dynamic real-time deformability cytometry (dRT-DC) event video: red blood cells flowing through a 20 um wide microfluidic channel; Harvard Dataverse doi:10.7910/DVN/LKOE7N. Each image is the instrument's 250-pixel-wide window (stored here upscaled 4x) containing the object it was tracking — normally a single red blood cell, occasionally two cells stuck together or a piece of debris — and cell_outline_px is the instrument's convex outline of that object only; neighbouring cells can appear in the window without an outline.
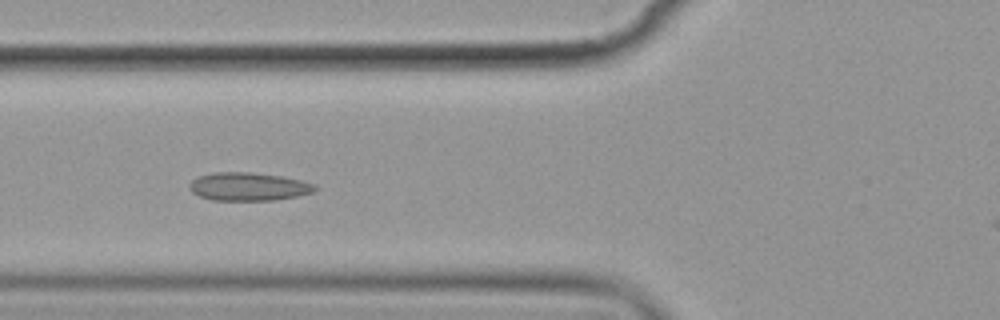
{"species": "common noctule bat (a hibernating species)", "species_latin": "Nyctalus noctula", "temperature_condition": "cold", "stored_images_in_passage": 7, "camera_frame_rate_fps": 3000, "um_per_image_px": 0.085, "animal": {"sex": "female", "body_mass_g": 19.9}, "frame": {"image": 1, "passage_image": 6, "time_ms": 6.0, "image_size_px": [1000, 320], "cell_outline_px": [[316, 188], [312, 192], [296, 196], [276, 200], [212, 200], [200, 196], [192, 192], [188, 188], [188, 184], [196, 176], [216, 172], [252, 172], [280, 176], [300, 180], [316, 184]], "centroid_in_image_um": [21.07, 15.85], "position_along_channel_um": 104.7, "area_um2": 20.63}}
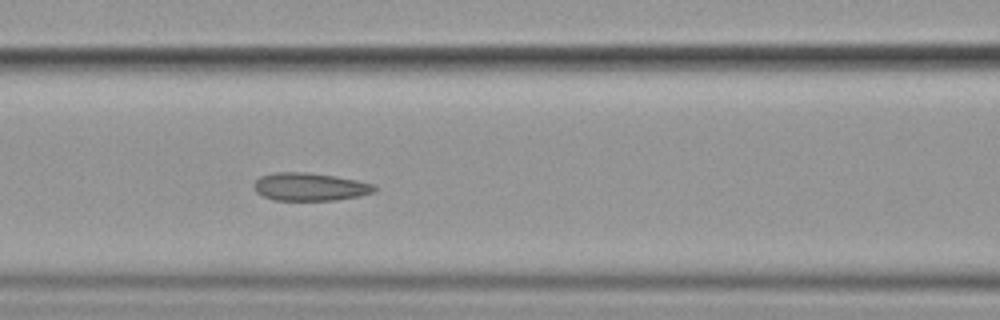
{"frame": {"image": 2, "passage_image": 7, "time_ms": 7.0, "image_size_px": [1000, 320], "cell_outline_px": [[376, 188], [372, 192], [360, 196], [336, 200], [276, 200], [264, 196], [256, 192], [252, 184], [260, 176], [276, 172], [304, 172], [336, 176], [376, 184]], "centroid_in_image_um": [26.33, 15.87], "position_along_channel_um": 140.3, "area_um2": 19.59}}